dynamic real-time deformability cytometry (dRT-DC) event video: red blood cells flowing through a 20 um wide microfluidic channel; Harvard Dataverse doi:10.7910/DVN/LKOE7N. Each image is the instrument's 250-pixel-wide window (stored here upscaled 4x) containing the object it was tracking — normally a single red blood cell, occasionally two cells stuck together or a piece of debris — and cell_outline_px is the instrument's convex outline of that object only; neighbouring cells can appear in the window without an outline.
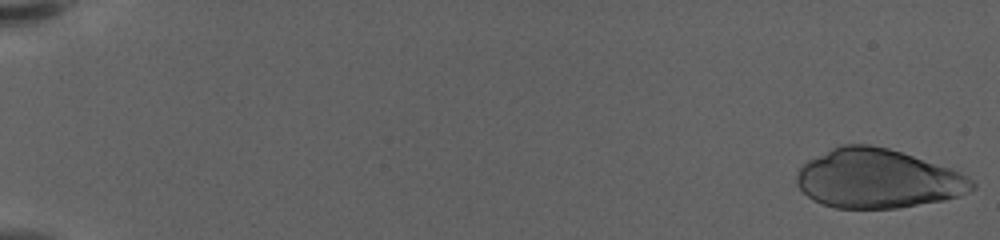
{"species": "human", "species_latin": "Homo sapiens", "temperature_condition": "warm", "stored_images_in_passage": 58, "camera_frame_rate_fps": 3000, "um_per_image_px": 0.085, "donor": {"sex": "female"}, "frame": {"image": 1, "passage_image": 1, "time_ms": 0.0, "image_size_px": [1000, 240], "cell_outline_px": [[976, 188], [960, 196], [944, 200], [896, 208], [836, 208], [820, 204], [812, 200], [796, 184], [796, 176], [800, 168], [808, 160], [840, 144], [868, 144], [888, 148], [960, 172], [968, 176], [976, 184]], "centroid_in_image_um": [74.59, 15.2], "position_along_channel_um": 10.4, "area_um2": 60.17}}
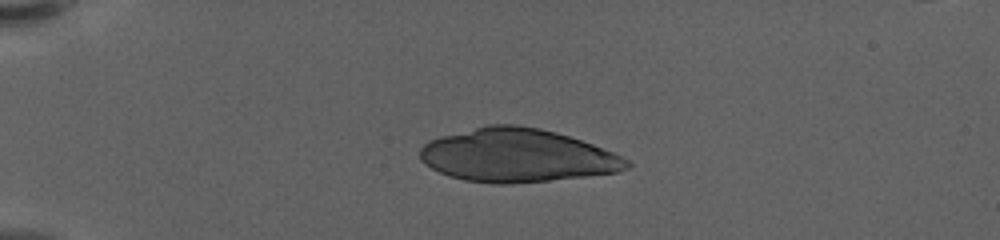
{"frame": {"image": 2, "passage_image": 15, "time_ms": 4.667, "image_size_px": [1000, 240], "cell_outline_px": [[632, 164], [628, 168], [616, 172], [584, 176], [512, 184], [496, 184], [464, 180], [448, 176], [424, 164], [420, 160], [420, 148], [428, 140], [440, 136], [488, 124], [516, 124], [540, 128], [556, 132], [592, 144], [612, 152], [628, 160]], "centroid_in_image_um": [43.9, 13.21], "position_along_channel_um": 41.1, "area_um2": 64.16}}